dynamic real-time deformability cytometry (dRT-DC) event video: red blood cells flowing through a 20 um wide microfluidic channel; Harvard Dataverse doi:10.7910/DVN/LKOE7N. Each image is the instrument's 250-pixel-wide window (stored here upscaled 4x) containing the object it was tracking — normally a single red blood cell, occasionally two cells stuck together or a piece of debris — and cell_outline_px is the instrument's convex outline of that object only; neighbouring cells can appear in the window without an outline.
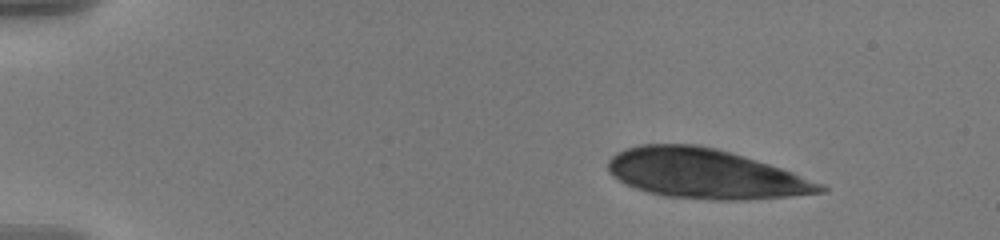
{"species": "human", "species_latin": "Homo sapiens", "temperature_condition": "warm", "stored_images_in_passage": 34, "camera_frame_rate_fps": 3000, "um_per_image_px": 0.085, "donor": {"sex": "male"}, "frame": {"image": 1, "passage_image": 1, "time_ms": 0.0, "image_size_px": [1000, 240], "cell_outline_px": [[828, 192], [792, 196], [744, 200], [712, 200], [664, 196], [648, 192], [624, 184], [608, 172], [608, 160], [616, 152], [624, 148], [640, 144], [700, 144], [716, 148], [756, 160], [792, 172], [824, 184], [828, 188]], "centroid_in_image_um": [59.94, 14.77], "position_along_channel_um": 25.1, "area_um2": 61.56}}
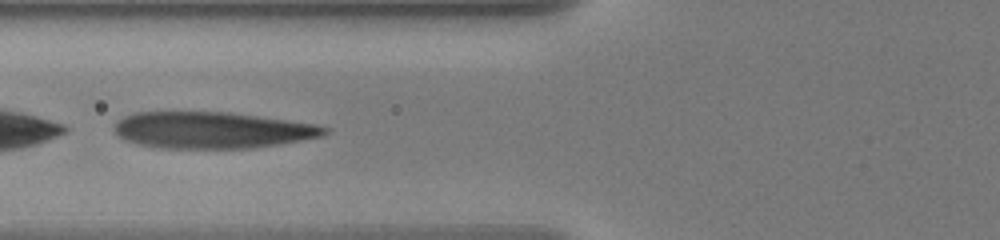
{"frame": {"image": 2, "passage_image": 17, "time_ms": 5.333, "image_size_px": [1000, 240], "cell_outline_px": [[332, 128], [324, 136], [280, 144], [252, 148], [160, 148], [140, 144], [124, 140], [112, 128], [112, 124], [116, 120], [132, 112], [232, 112], [316, 124]], "centroid_in_image_um": [18.03, 11.05], "position_along_channel_um": 107.8, "area_um2": 45.14}}
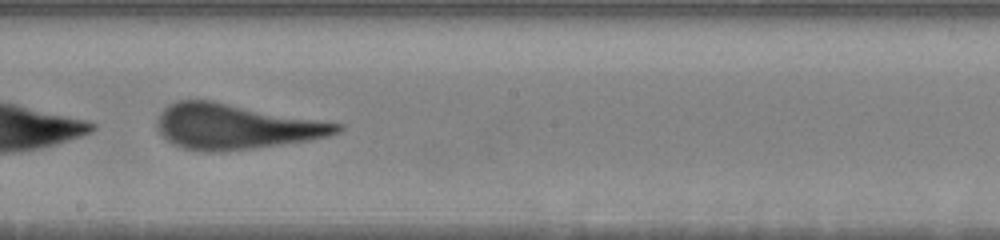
{"frame": {"image": 3, "passage_image": 27, "time_ms": 8.667, "image_size_px": [1000, 240], "cell_outline_px": [[344, 128], [340, 132], [328, 136], [308, 140], [280, 144], [220, 152], [208, 152], [184, 148], [172, 144], [160, 132], [156, 124], [156, 120], [160, 112], [168, 104], [176, 100], [212, 100], [344, 124]], "centroid_in_image_um": [20.01, 10.74], "position_along_channel_um": 228.2, "area_um2": 47.4}}